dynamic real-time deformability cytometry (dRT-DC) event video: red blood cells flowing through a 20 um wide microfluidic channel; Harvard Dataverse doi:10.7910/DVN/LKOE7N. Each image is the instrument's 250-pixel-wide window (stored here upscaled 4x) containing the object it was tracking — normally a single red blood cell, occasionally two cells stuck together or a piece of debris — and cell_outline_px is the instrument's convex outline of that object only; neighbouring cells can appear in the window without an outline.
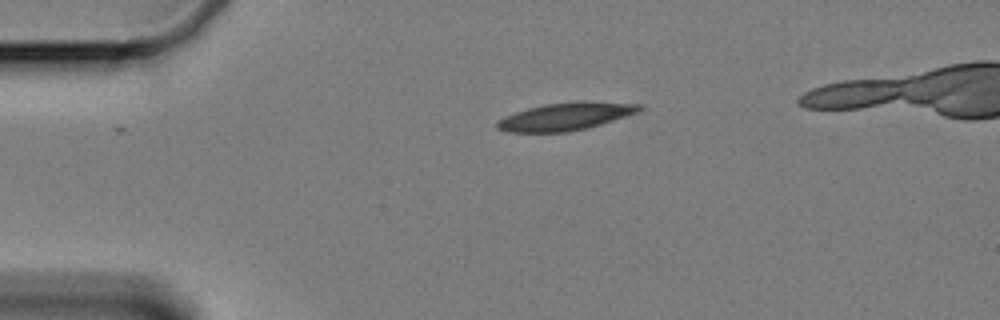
{"species": "Egyptian fruit bat (a non-hibernating species)", "species_latin": "Rousettus aegyptiacus", "temperature_condition": "cold", "stored_images_in_passage": 32, "camera_frame_rate_fps": 3000, "um_per_image_px": 0.085, "animal": {"sex": "female"}, "frame": {"image": 1, "passage_image": 1, "time_ms": 0.0, "image_size_px": [1000, 320], "cell_outline_px": [[644, 108], [640, 112], [600, 124], [568, 132], [508, 132], [496, 128], [496, 120], [504, 116], [528, 108], [544, 104], [580, 100], [584, 100], [644, 104]], "centroid_in_image_um": [48.11, 9.88], "position_along_channel_um": 36.9, "area_um2": 23.24}}
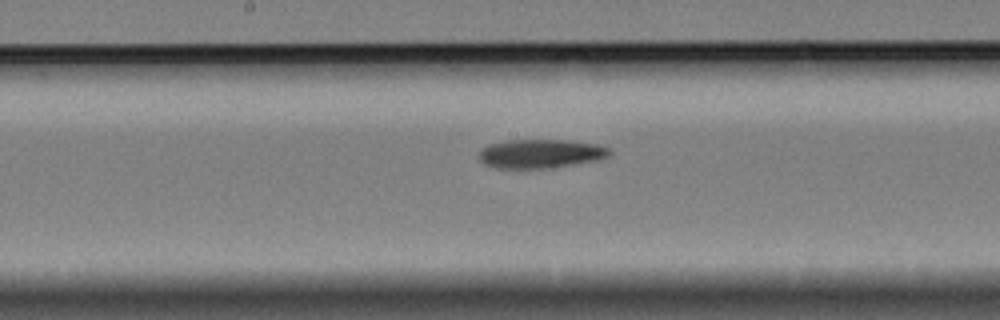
{"frame": {"image": 2, "passage_image": 19, "time_ms": 6.0, "image_size_px": [1000, 320], "cell_outline_px": [[612, 152], [608, 156], [600, 160], [548, 168], [496, 168], [484, 164], [480, 160], [480, 152], [488, 144], [508, 140], [568, 140], [600, 144], [608, 148]], "centroid_in_image_um": [45.99, 13.06], "position_along_channel_um": 202.2, "area_um2": 22.02}}
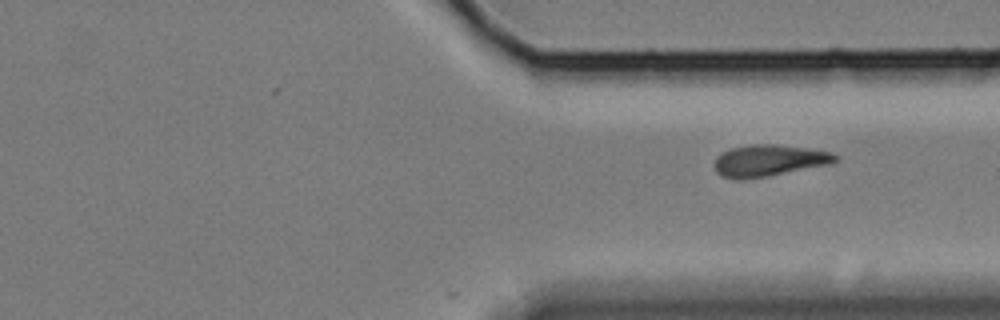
{"frame": {"image": 3, "passage_image": 32, "time_ms": 10.333, "image_size_px": [1000, 320], "cell_outline_px": [[836, 160], [832, 164], [768, 176], [724, 176], [716, 172], [716, 156], [732, 148], [752, 144], [776, 144], [832, 152], [836, 156]], "centroid_in_image_um": [65.44, 13.6], "position_along_channel_um": 346.0, "area_um2": 21.33}}